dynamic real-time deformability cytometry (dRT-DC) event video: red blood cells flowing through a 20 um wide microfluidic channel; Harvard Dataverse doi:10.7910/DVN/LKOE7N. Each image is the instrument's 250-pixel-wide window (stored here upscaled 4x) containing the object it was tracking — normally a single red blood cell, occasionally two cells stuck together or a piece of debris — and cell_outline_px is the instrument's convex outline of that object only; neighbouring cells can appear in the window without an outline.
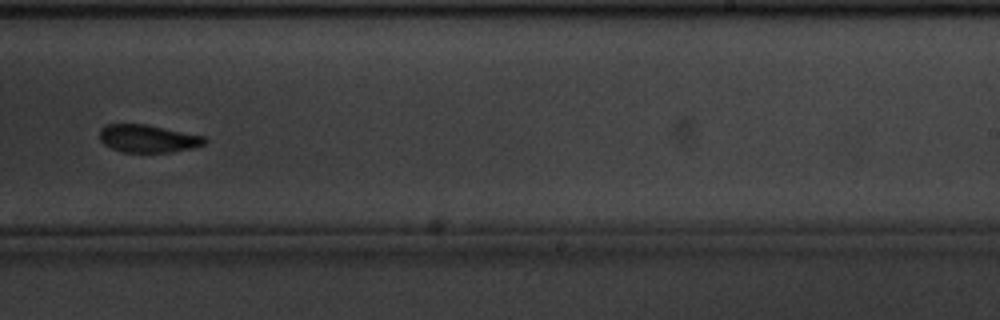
{"species": "common noctule bat (a hibernating species)", "species_latin": "Nyctalus noctula", "temperature_condition": "cold", "stored_images_in_passage": 14, "segment_of_instrument_passage": [1, 2], "camera_frame_rate_fps": 3000, "um_per_image_px": 0.085, "animal": {"sex": "male", "body_mass_g": 20.1, "forearm_length_mm": 53.5}, "frame": {"image": 1, "passage_image": 8, "time_ms": 2.333, "image_size_px": [1000, 320], "cell_outline_px": [[208, 140], [204, 144], [192, 148], [172, 152], [124, 152], [112, 148], [104, 144], [100, 140], [100, 128], [108, 124], [144, 124], [204, 136]], "centroid_in_image_um": [12.57, 11.78], "position_along_channel_um": 276.4, "area_um2": 16.82}}
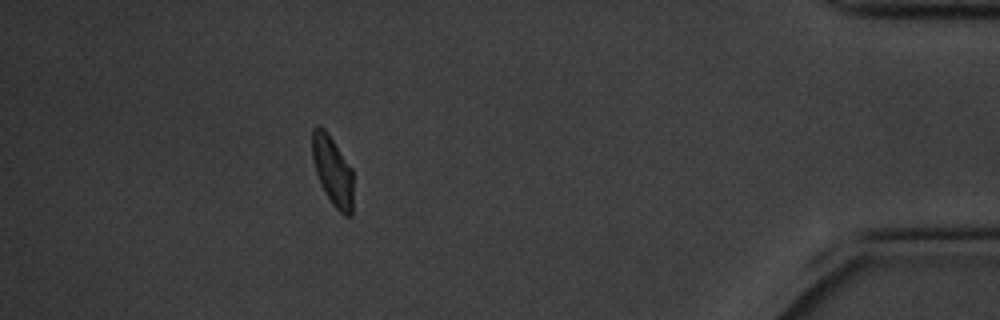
{"frame": {"image": 2, "passage_image": 12, "time_ms": 3.667, "image_size_px": [1000, 320], "cell_outline_px": [[352, 216], [344, 216], [332, 204], [320, 184], [316, 172], [312, 156], [312, 128], [316, 124], [320, 124], [328, 132], [352, 168]], "centroid_in_image_um": [28.26, 14.48], "position_along_channel_um": 406.9, "area_um2": 16.76}}